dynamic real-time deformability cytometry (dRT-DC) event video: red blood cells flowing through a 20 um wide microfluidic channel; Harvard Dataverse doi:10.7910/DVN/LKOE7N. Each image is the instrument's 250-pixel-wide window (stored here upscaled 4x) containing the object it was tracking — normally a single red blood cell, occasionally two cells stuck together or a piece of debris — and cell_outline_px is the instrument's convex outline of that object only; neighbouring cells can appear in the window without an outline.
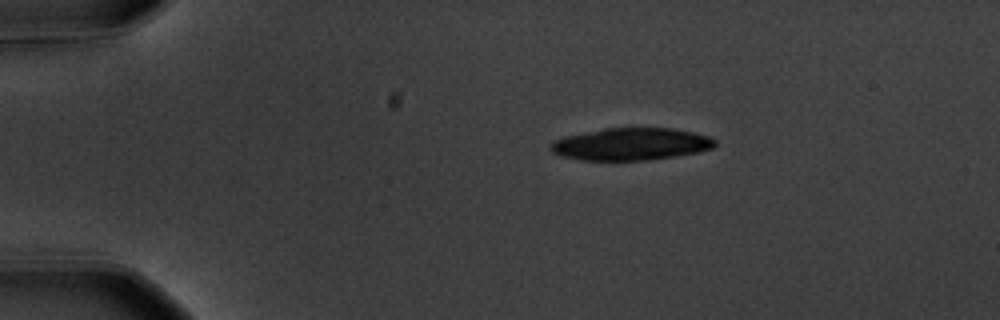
{"species": "common noctule bat (a hibernating species)", "species_latin": "Nyctalus noctula", "temperature_condition": "warm", "stored_images_in_passage": 18, "camera_frame_rate_fps": 3000, "um_per_image_px": 0.085, "animal": {"sex": "male", "body_mass_g": 20.1, "forearm_length_mm": 53.5}, "frame": {"image": 1, "passage_image": 1, "time_ms": 0.0, "image_size_px": [1000, 320], "cell_outline_px": [[716, 144], [712, 148], [700, 152], [676, 156], [648, 160], [580, 160], [560, 156], [552, 152], [548, 144], [564, 136], [604, 128], [672, 128], [692, 132], [708, 136], [716, 140]], "centroid_in_image_um": [53.62, 12.25], "position_along_channel_um": 31.4, "area_um2": 31.04}}